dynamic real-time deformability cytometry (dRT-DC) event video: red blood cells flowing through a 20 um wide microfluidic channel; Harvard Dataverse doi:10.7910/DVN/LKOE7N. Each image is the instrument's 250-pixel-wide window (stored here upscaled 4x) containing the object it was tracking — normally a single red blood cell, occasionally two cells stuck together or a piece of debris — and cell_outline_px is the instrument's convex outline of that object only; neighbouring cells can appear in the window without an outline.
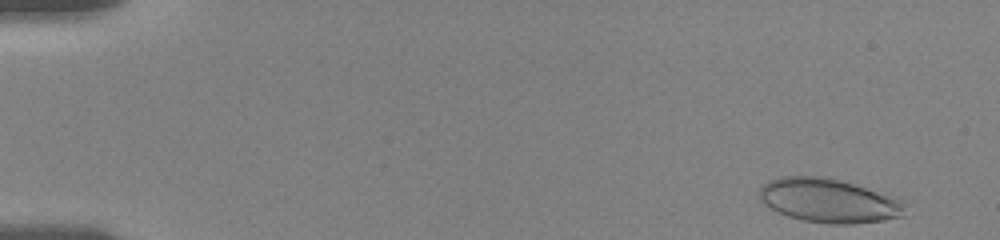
{"species": "human", "species_latin": "Homo sapiens", "temperature_condition": "room temperature", "stored_images_in_passage": 54, "camera_frame_rate_fps": 3000, "um_per_image_px": 0.085, "donor": {"sex": "female"}, "frame": {"image": 1, "passage_image": 2, "time_ms": 0.333, "image_size_px": [1000, 240], "cell_outline_px": [[904, 216], [884, 220], [852, 224], [828, 224], [804, 220], [788, 216], [764, 204], [760, 200], [760, 188], [768, 180], [780, 176], [828, 176], [900, 196], [904, 204]], "centroid_in_image_um": [70.51, 17.03], "position_along_channel_um": 14.5, "area_um2": 37.97}}
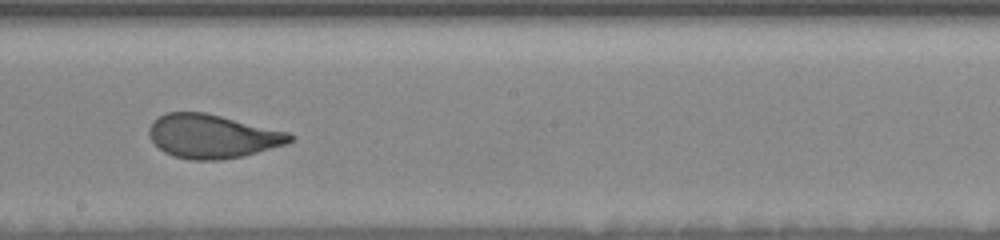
{"frame": {"image": 2, "passage_image": 31, "time_ms": 10.0, "image_size_px": [1000, 240], "cell_outline_px": [[296, 136], [288, 144], [244, 156], [220, 160], [192, 160], [172, 156], [164, 152], [148, 136], [148, 128], [152, 120], [168, 112], [204, 112], [288, 132]], "centroid_in_image_um": [18.05, 11.59], "position_along_channel_um": 230.2, "area_um2": 36.01}}
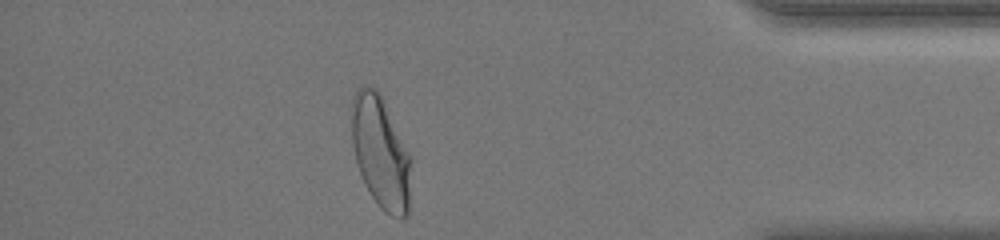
{"frame": {"image": 3, "passage_image": 48, "time_ms": 15.667, "image_size_px": [1000, 240], "cell_outline_px": [[412, 156], [408, 216], [404, 220], [400, 220], [384, 212], [380, 208], [364, 184], [356, 164], [352, 144], [352, 96], [360, 84], [364, 84], [376, 88], [380, 92]], "centroid_in_image_um": [32.37, 12.95], "position_along_channel_um": 402.8, "area_um2": 39.88}, "authors_computed_cell_mechanics": {"area_um2": 36.7897, "velocity_mm_per_s": 3.6041, "shape_relaxation_time_tau1_ms": 4.0692, "shape_relaxation_time_tau2_ms": null, "deformation_change_tau1": 0.1653, "deformation_change_tau2": null}}